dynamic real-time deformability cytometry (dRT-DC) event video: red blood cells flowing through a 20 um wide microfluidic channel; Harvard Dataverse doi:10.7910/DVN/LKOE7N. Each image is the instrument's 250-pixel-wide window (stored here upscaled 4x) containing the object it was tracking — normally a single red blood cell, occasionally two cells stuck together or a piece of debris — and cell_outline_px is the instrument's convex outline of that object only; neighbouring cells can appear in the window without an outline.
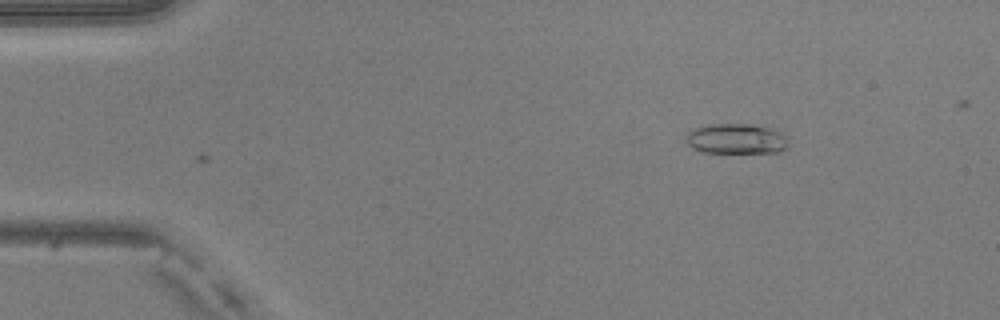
{"species": "common noctule bat (a hibernating species)", "species_latin": "Nyctalus noctula", "temperature_condition": "warm", "stored_images_in_passage": 4, "camera_frame_rate_fps": 3000, "um_per_image_px": 0.085, "animal": {"sex": "male", "body_mass_g": 20.5, "forearm_length_mm": 52.5}, "frame": {"image": 1, "passage_image": 4, "time_ms": 1.0, "image_size_px": [1000, 320], "cell_outline_px": [[788, 144], [784, 148], [776, 152], [704, 152], [692, 148], [684, 140], [688, 132], [692, 128], [704, 124], [748, 124], [768, 128], [780, 132], [788, 140]], "centroid_in_image_um": [62.5, 11.78], "position_along_channel_um": 22.5, "area_um2": 17.92}}